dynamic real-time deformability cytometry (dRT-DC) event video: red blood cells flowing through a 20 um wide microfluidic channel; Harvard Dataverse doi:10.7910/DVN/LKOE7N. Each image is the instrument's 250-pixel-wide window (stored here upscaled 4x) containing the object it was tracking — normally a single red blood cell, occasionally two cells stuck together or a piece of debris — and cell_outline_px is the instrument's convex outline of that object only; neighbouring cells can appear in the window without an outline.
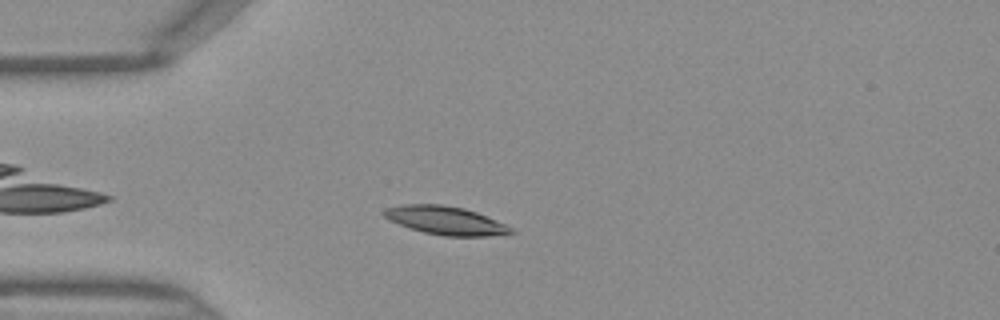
{"species": "Egyptian fruit bat (a non-hibernating species)", "species_latin": "Rousettus aegyptiacus", "temperature_condition": "warm", "stored_images_in_passage": 31, "camera_frame_rate_fps": 3000, "um_per_image_px": 0.085, "frame": {"image": 1, "passage_image": 6, "time_ms": 1.667, "image_size_px": [1000, 320], "cell_outline_px": [[516, 232], [488, 236], [444, 236], [424, 232], [388, 220], [380, 212], [384, 208], [400, 204], [440, 204], [464, 208], [476, 212], [496, 220], [512, 228]], "centroid_in_image_um": [37.82, 18.73], "position_along_channel_um": 47.2, "area_um2": 20.92}}
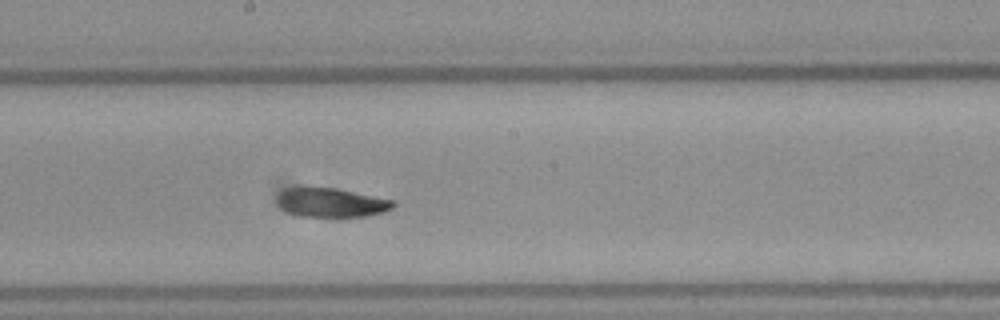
{"frame": {"image": 2, "passage_image": 19, "time_ms": 6.0, "image_size_px": [1000, 320], "cell_outline_px": [[396, 204], [392, 208], [384, 212], [368, 216], [300, 216], [288, 212], [280, 208], [276, 204], [276, 196], [280, 192], [288, 188], [336, 188], [396, 200]], "centroid_in_image_um": [28.17, 17.22], "position_along_channel_um": 220.0, "area_um2": 19.71}}
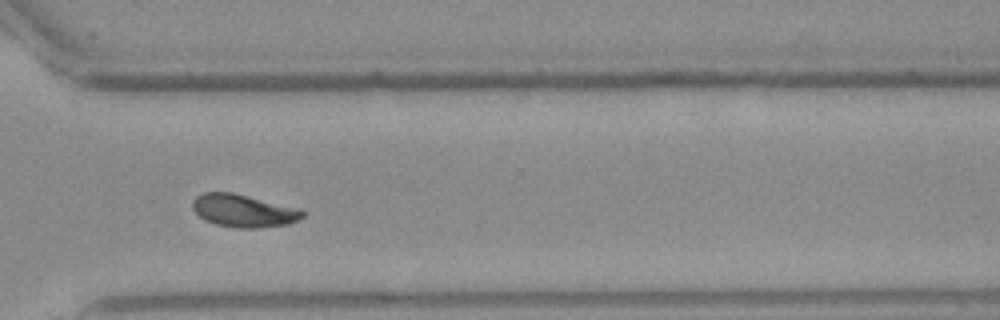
{"frame": {"image": 3, "passage_image": 28, "time_ms": 9.0, "image_size_px": [1000, 320], "cell_outline_px": [[304, 216], [300, 220], [288, 224], [256, 228], [240, 228], [216, 224], [204, 220], [192, 208], [192, 200], [196, 196], [204, 192], [232, 192], [300, 208], [304, 212]], "centroid_in_image_um": [20.71, 17.9], "position_along_channel_um": 349.9, "area_um2": 21.04}}